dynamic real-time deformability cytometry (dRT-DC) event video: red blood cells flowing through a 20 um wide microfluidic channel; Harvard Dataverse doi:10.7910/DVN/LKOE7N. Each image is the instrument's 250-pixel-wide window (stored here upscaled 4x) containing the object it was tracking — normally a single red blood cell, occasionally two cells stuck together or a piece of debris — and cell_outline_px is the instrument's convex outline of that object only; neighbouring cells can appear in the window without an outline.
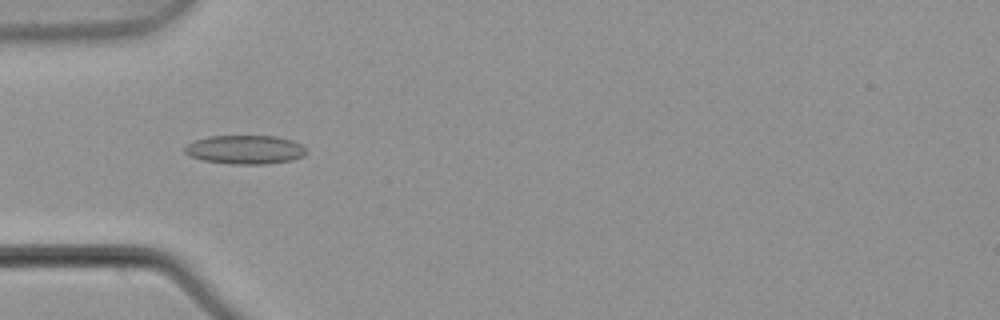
{"species": "common noctule bat (a hibernating species)", "species_latin": "Nyctalus noctula", "temperature_condition": "warm", "stored_images_in_passage": 6, "camera_frame_rate_fps": 3000, "um_per_image_px": 0.085, "animal": {"sex": "male", "body_mass_g": 21.5, "forearm_length_mm": 52.0}, "frame": {"image": 1, "passage_image": 4, "time_ms": 1.0, "image_size_px": [1000, 320], "cell_outline_px": [[308, 152], [304, 156], [292, 160], [264, 164], [228, 164], [204, 160], [188, 156], [184, 152], [184, 148], [188, 144], [196, 140], [208, 136], [276, 136], [292, 140], [300, 144]], "centroid_in_image_um": [20.83, 12.72], "position_along_channel_um": 64.2, "area_um2": 20.46}}
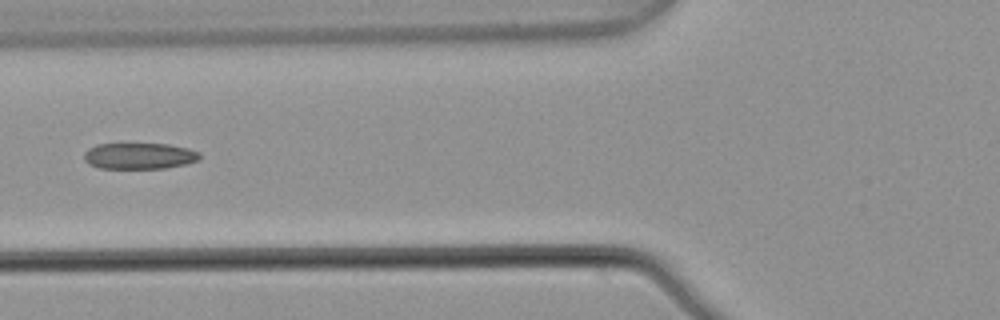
{"frame": {"image": 2, "passage_image": 5, "time_ms": 1.333, "image_size_px": [1000, 320], "cell_outline_px": [[200, 160], [184, 164], [164, 168], [100, 168], [88, 164], [84, 160], [84, 152], [88, 148], [96, 144], [168, 144], [188, 148], [200, 152]], "centroid_in_image_um": [11.83, 13.25], "position_along_channel_um": 114.0, "area_um2": 17.69}}
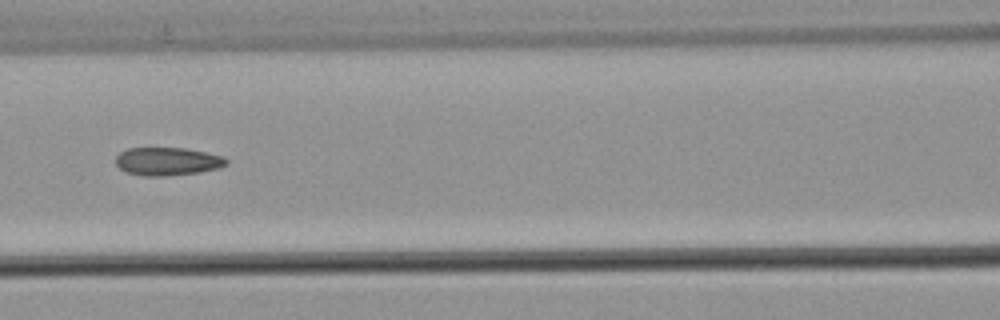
{"frame": {"image": 3, "passage_image": 6, "time_ms": 1.667, "image_size_px": [1000, 320], "cell_outline_px": [[228, 164], [216, 168], [200, 172], [164, 176], [144, 176], [124, 172], [116, 164], [116, 156], [120, 152], [128, 148], [184, 148], [204, 152], [220, 156], [228, 160]], "centroid_in_image_um": [14.18, 13.72], "position_along_channel_um": 152.4, "area_um2": 17.98}}